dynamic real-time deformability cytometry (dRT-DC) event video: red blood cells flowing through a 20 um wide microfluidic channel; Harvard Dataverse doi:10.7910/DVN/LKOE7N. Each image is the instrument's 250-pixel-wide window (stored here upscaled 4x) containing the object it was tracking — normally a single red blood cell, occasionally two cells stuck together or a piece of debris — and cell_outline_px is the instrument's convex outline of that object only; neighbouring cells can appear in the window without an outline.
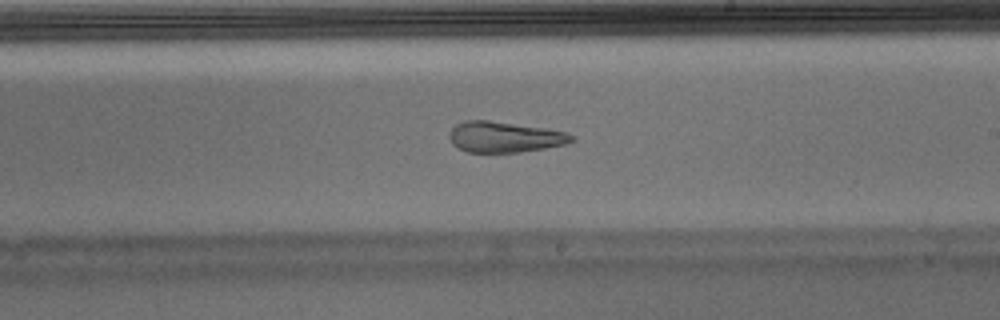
{"species": "Egyptian fruit bat (a non-hibernating species)", "species_latin": "Rousettus aegyptiacus", "temperature_condition": "warm", "stored_images_in_passage": 50, "camera_frame_rate_fps": 3000, "um_per_image_px": 0.085, "animal": {"sex": "male"}, "frame": {"image": 1, "passage_image": 29, "time_ms": 9.333, "image_size_px": [1000, 320], "cell_outline_px": [[576, 140], [568, 144], [520, 152], [468, 152], [452, 144], [448, 136], [448, 132], [456, 124], [464, 120], [488, 120], [544, 128], [568, 132], [576, 136]], "centroid_in_image_um": [42.91, 11.64], "position_along_channel_um": 246.1, "area_um2": 22.08}}
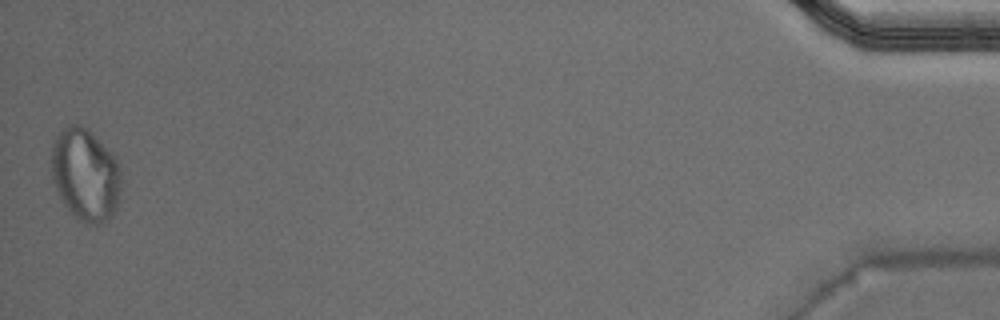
{"frame": {"image": 2, "passage_image": 50, "time_ms": 16.333, "image_size_px": [1000, 320], "cell_outline_px": [[120, 188], [116, 208], [100, 224], [88, 224], [80, 220], [64, 204], [52, 180], [52, 144], [56, 136], [68, 124], [80, 124], [88, 128], [112, 152], [120, 168]], "centroid_in_image_um": [7.25, 14.79], "position_along_channel_um": 428.0, "area_um2": 37.22}, "authors_computed_cell_mechanics": {"area_um2": 23.698, "velocity_mm_per_s": 3.9634, "shape_relaxation_time_tau1_ms": null, "shape_relaxation_time_tau2_ms": 1.5336, "deformation_change_tau1": null, "deformation_change_tau2": 0.1001}}